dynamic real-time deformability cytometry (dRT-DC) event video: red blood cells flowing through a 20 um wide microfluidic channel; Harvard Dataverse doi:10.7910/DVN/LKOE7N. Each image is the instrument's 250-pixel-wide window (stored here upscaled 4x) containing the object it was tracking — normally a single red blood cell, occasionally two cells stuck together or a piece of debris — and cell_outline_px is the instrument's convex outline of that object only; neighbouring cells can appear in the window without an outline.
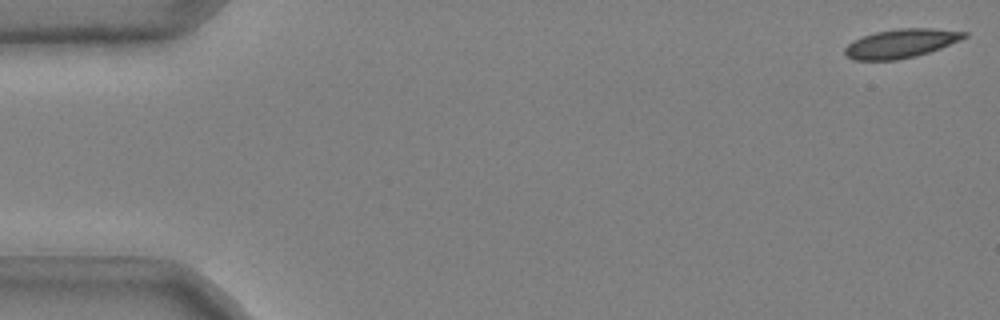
{"species": "common noctule bat (a hibernating species)", "species_latin": "Nyctalus noctula", "temperature_condition": "cold", "stored_images_in_passage": 47, "camera_frame_rate_fps": 3000, "um_per_image_px": 0.085, "animal": {"sex": "male", "body_mass_g": 20.4}, "frame": {"image": 1, "passage_image": 1, "time_ms": 0.0, "image_size_px": [1000, 320], "cell_outline_px": [[968, 36], [940, 48], [916, 56], [896, 60], [852, 60], [844, 52], [844, 48], [852, 40], [876, 32], [900, 28], [932, 28], [968, 32]], "centroid_in_image_um": [76.57, 3.69], "position_along_channel_um": 8.4, "area_um2": 19.94}}
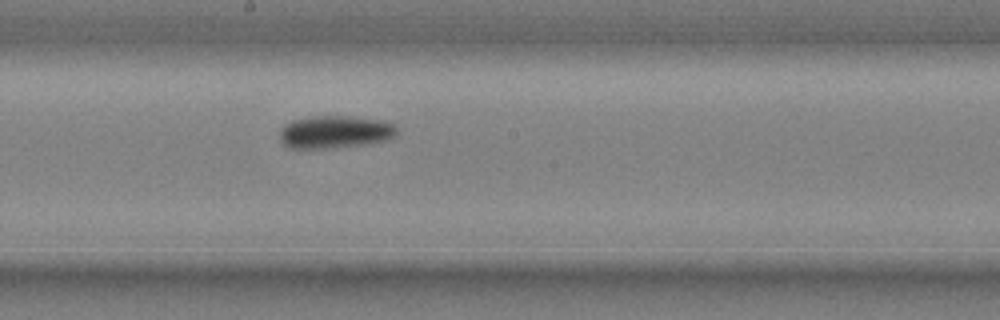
{"frame": {"image": 2, "passage_image": 29, "time_ms": 9.333, "image_size_px": [1000, 320], "cell_outline_px": [[396, 136], [388, 140], [364, 144], [332, 148], [288, 148], [280, 140], [280, 128], [284, 124], [292, 120], [312, 116], [348, 116], [388, 120], [396, 124]], "centroid_in_image_um": [28.5, 11.2], "position_along_channel_um": 219.7, "area_um2": 22.66}}
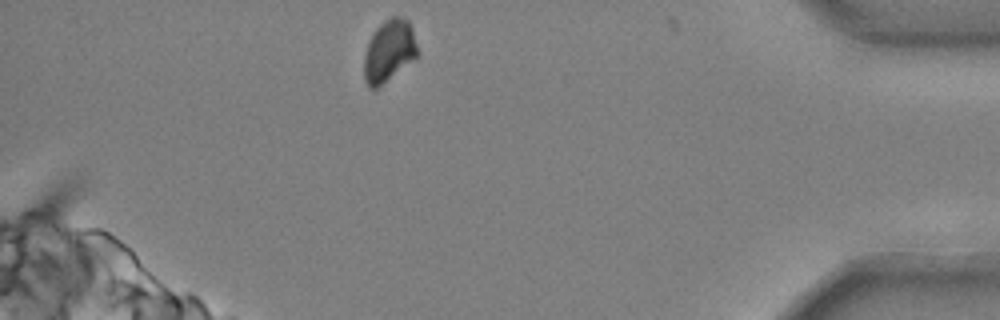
{"frame": {"image": 3, "passage_image": 47, "time_ms": 15.333, "image_size_px": [1000, 320], "cell_outline_px": [[420, 52], [416, 56], [376, 88], [368, 88], [364, 80], [364, 56], [368, 44], [376, 28], [384, 20], [392, 16], [396, 16], [408, 20], [412, 28]], "centroid_in_image_um": [33.07, 4.29], "position_along_channel_um": 402.1, "area_um2": 18.9}, "authors_computed_cell_mechanics": {"area_um2": 20.9236, "velocity_mm_per_s": 3.6918, "shape_relaxation_time_tau1_ms": 3.8159, "shape_relaxation_time_tau2_ms": null, "deformation_change_tau1": 0.0874, "deformation_change_tau2": null}}